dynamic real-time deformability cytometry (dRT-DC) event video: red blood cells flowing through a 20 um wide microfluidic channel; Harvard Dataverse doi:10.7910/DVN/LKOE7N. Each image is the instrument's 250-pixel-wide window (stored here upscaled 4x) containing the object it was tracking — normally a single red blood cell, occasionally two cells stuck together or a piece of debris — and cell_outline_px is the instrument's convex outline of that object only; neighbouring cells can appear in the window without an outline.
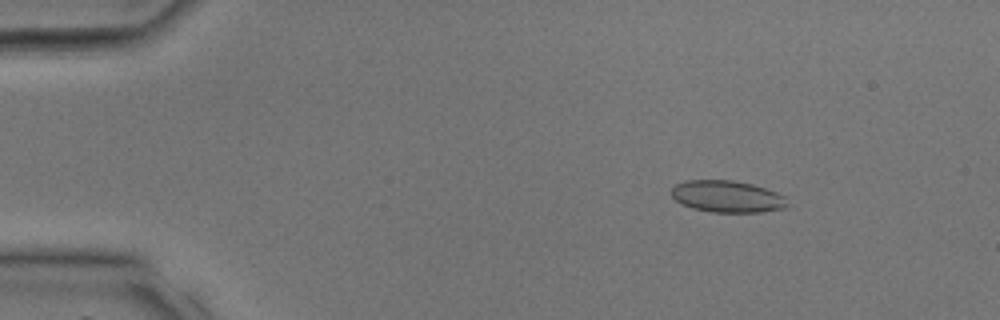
{"species": "common noctule bat (a hibernating species)", "species_latin": "Nyctalus noctula", "temperature_condition": "room temperature", "stored_images_in_passage": 35, "camera_frame_rate_fps": 3000, "um_per_image_px": 0.085, "animal": {"sex": "male", "body_mass_g": 17.9, "forearm_length_mm": 54.2}, "frame": {"image": 1, "passage_image": 5, "time_ms": 1.333, "image_size_px": [1000, 320], "cell_outline_px": [[788, 204], [784, 208], [760, 212], [712, 212], [692, 208], [680, 204], [672, 196], [672, 188], [676, 184], [684, 180], [732, 180], [752, 184], [776, 192], [784, 196]], "centroid_in_image_um": [61.78, 16.7], "position_along_channel_um": 23.2, "area_um2": 21.44}}
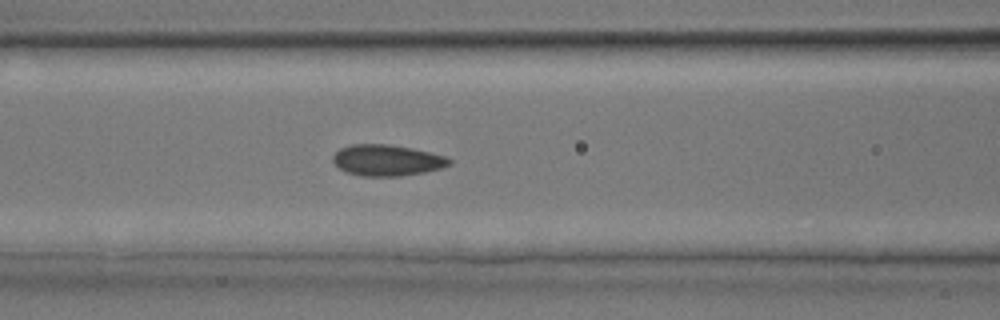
{"frame": {"image": 2, "passage_image": 15, "time_ms": 4.667, "image_size_px": [1000, 320], "cell_outline_px": [[452, 164], [440, 168], [424, 172], [400, 176], [360, 176], [344, 172], [332, 160], [332, 156], [340, 148], [352, 144], [388, 144], [412, 148], [444, 156], [452, 160]], "centroid_in_image_um": [32.87, 13.62], "position_along_channel_um": 133.7, "area_um2": 21.1}}
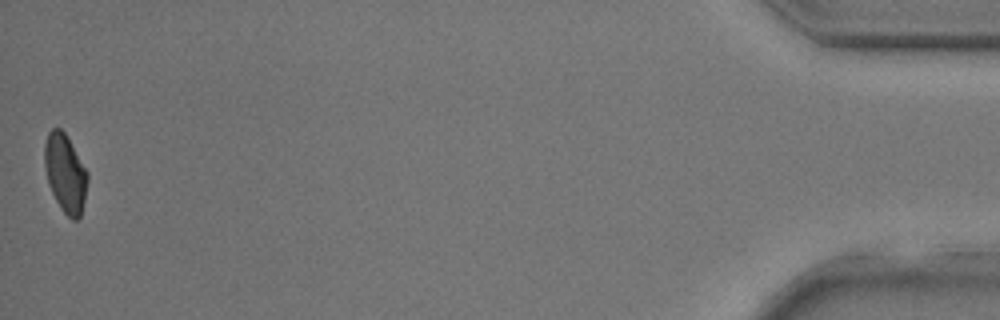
{"frame": {"image": 3, "passage_image": 35, "time_ms": 11.333, "image_size_px": [1000, 320], "cell_outline_px": [[88, 180], [84, 200], [80, 216], [76, 220], [72, 220], [60, 208], [48, 184], [44, 168], [44, 144], [48, 132], [52, 128], [60, 128], [64, 132], [88, 172]], "centroid_in_image_um": [5.53, 14.72], "position_along_channel_um": 429.7, "area_um2": 19.54}}